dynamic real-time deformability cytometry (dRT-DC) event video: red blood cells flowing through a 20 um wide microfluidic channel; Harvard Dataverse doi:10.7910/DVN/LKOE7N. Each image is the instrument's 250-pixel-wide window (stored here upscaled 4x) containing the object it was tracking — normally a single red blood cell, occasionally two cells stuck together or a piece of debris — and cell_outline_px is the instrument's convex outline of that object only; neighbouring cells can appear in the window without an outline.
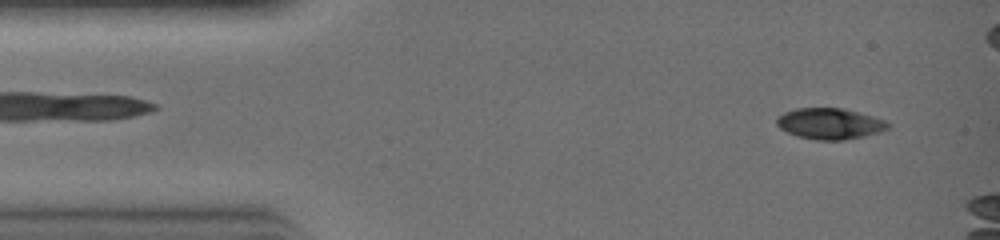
{"species": "common noctule bat (a hibernating species)", "species_latin": "Nyctalus noctula", "temperature_condition": "warm", "stored_images_in_passage": 6, "camera_frame_rate_fps": 3000, "um_per_image_px": 0.085, "animal": {"sex": "female", "body_mass_g": 19.0, "forearm_length_mm": 51.5}, "frame": {"image": 1, "passage_image": 2, "time_ms": 0.333, "image_size_px": [1000, 240], "cell_outline_px": [[888, 128], [880, 132], [864, 136], [844, 140], [816, 140], [796, 136], [780, 128], [776, 124], [776, 120], [784, 112], [796, 108], [840, 108], [872, 116], [884, 120], [888, 124]], "centroid_in_image_um": [70.5, 10.52], "position_along_channel_um": 14.5, "area_um2": 19.88}}